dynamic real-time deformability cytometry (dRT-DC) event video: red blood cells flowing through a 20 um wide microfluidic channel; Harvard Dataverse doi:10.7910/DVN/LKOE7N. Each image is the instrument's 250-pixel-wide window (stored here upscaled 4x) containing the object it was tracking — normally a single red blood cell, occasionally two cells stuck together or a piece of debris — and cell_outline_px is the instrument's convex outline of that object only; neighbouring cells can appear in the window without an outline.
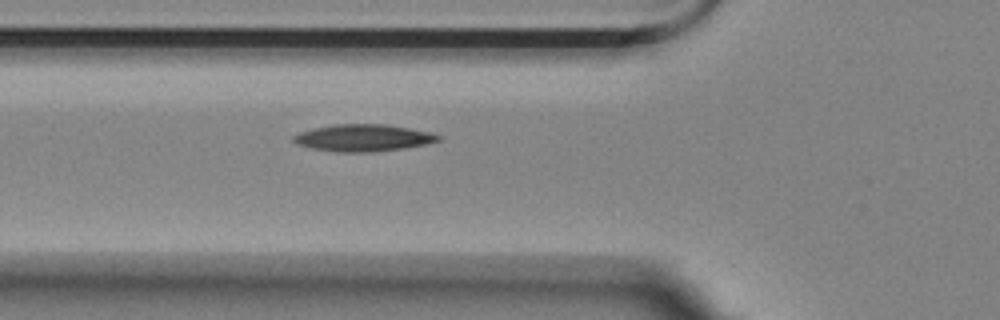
{"species": "Egyptian fruit bat (a non-hibernating species)", "species_latin": "Rousettus aegyptiacus", "temperature_condition": "room temperature", "stored_images_in_passage": 3, "camera_frame_rate_fps": 3000, "um_per_image_px": 0.085, "animal": {"sex": "female"}, "frame": {"image": 1, "passage_image": 2, "time_ms": 1.0, "image_size_px": [1000, 320], "cell_outline_px": [[440, 140], [424, 144], [404, 148], [372, 152], [336, 152], [312, 148], [296, 144], [292, 140], [292, 136], [300, 132], [312, 128], [332, 124], [388, 124], [428, 132], [440, 136]], "centroid_in_image_um": [30.81, 11.71], "position_along_channel_um": 95.0, "area_um2": 22.72}}